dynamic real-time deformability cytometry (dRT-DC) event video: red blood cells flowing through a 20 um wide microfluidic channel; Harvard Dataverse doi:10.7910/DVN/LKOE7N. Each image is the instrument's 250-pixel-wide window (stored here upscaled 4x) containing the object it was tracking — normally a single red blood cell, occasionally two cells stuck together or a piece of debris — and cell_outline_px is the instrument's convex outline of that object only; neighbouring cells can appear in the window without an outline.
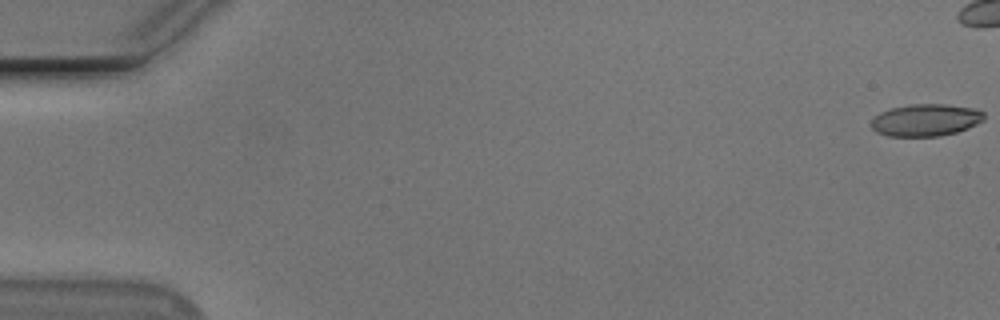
{"species": "Egyptian fruit bat (a non-hibernating species)", "species_latin": "Rousettus aegyptiacus", "temperature_condition": "cold", "stored_images_in_passage": 5, "camera_frame_rate_fps": 3000, "um_per_image_px": 0.085, "animal": {"sex": "male"}, "frame": {"image": 1, "passage_image": 1, "time_ms": 0.0, "image_size_px": [1000, 320], "cell_outline_px": [[984, 120], [968, 128], [956, 132], [940, 136], [888, 136], [876, 132], [872, 128], [872, 120], [880, 112], [892, 108], [912, 104], [944, 104], [972, 108], [984, 112]], "centroid_in_image_um": [78.69, 10.21], "position_along_channel_um": 6.3, "area_um2": 20.98}}